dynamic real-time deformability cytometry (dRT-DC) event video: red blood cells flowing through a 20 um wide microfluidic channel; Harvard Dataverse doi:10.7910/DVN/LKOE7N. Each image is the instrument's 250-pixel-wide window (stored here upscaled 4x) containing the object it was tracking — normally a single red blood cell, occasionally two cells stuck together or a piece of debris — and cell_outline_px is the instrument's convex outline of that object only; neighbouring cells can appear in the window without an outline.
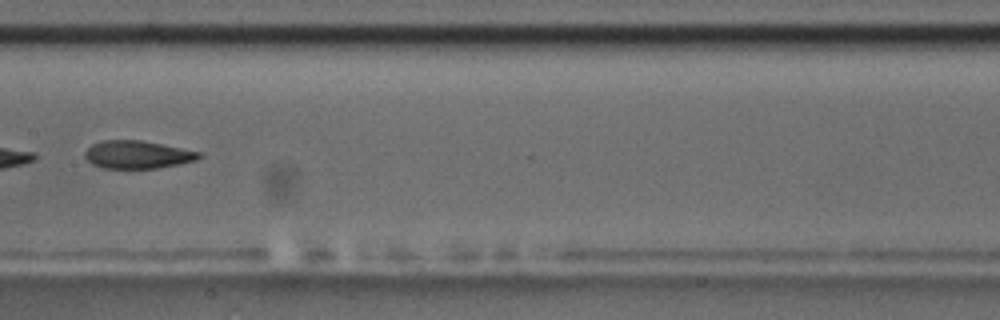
{"species": "common noctule bat (a hibernating species)", "species_latin": "Nyctalus noctula", "temperature_condition": "room temperature", "stored_images_in_passage": 15, "camera_frame_rate_fps": 3000, "um_per_image_px": 0.085, "animal": {"sex": "male", "body_mass_g": 17.5, "forearm_length_mm": 52.3}, "frame": {"image": 1, "passage_image": 9, "time_ms": 9.333, "image_size_px": [1000, 320], "cell_outline_px": [[200, 156], [196, 160], [180, 164], [156, 168], [104, 168], [92, 164], [84, 156], [84, 152], [92, 144], [104, 140], [140, 140], [200, 152]], "centroid_in_image_um": [11.64, 13.14], "position_along_channel_um": 195.8, "area_um2": 18.26}}